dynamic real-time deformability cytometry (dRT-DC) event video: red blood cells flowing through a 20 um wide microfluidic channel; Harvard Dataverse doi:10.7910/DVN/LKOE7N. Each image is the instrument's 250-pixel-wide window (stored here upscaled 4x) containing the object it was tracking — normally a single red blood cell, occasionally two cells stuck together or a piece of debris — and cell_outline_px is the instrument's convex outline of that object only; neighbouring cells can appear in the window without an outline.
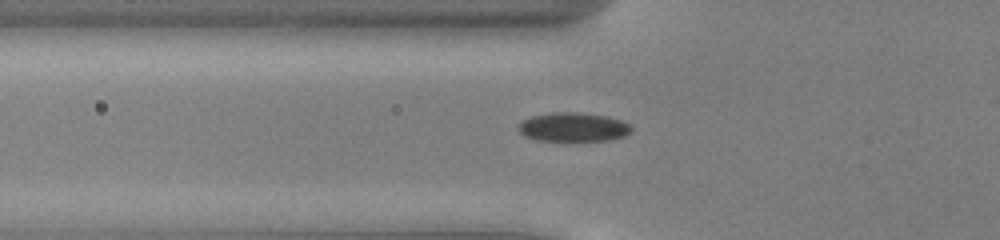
{"species": "common noctule bat (a hibernating species)", "species_latin": "Nyctalus noctula", "temperature_condition": "cold", "stored_images_in_passage": 54, "camera_frame_rate_fps": 3000, "um_per_image_px": 0.085, "animal": {"sex": "male", "body_mass_g": 13.0, "forearm_length_mm": 53.1}, "frame": {"image": 1, "passage_image": 20, "time_ms": 6.333, "image_size_px": [1000, 240], "cell_outline_px": [[632, 132], [624, 136], [608, 140], [536, 140], [524, 136], [520, 132], [520, 124], [524, 120], [532, 116], [552, 112], [580, 112], [608, 116], [632, 124]], "centroid_in_image_um": [48.78, 10.79], "position_along_channel_um": 77.0, "area_um2": 19.02}}
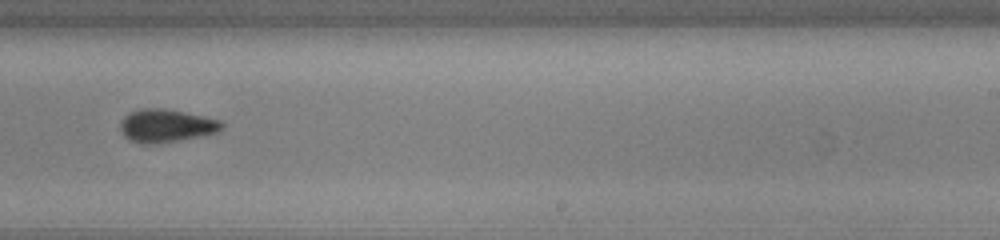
{"frame": {"image": 2, "passage_image": 35, "time_ms": 11.333, "image_size_px": [1000, 240], "cell_outline_px": [[224, 124], [220, 132], [156, 144], [140, 144], [124, 136], [120, 128], [120, 124], [124, 116], [128, 112], [140, 108], [164, 108], [204, 116], [220, 120]], "centroid_in_image_um": [14.12, 10.68], "position_along_channel_um": 274.9, "area_um2": 19.59}}
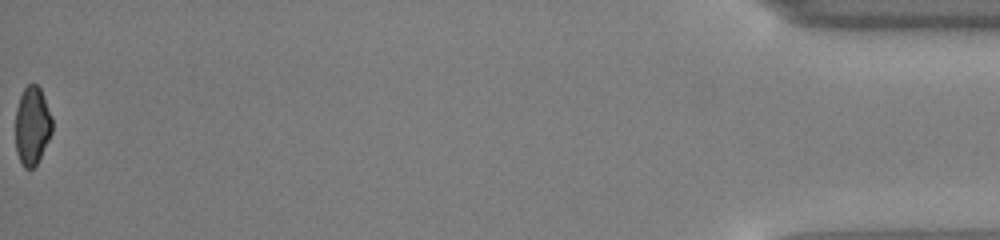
{"frame": {"image": 3, "passage_image": 54, "time_ms": 17.667, "image_size_px": [1000, 240], "cell_outline_px": [[52, 132], [36, 164], [32, 168], [24, 168], [16, 152], [16, 108], [20, 96], [24, 88], [28, 84], [36, 84], [40, 88], [52, 120]], "centroid_in_image_um": [2.72, 10.68], "position_along_channel_um": 432.5, "area_um2": 16.42}, "authors_computed_cell_mechanics": {"area_um2": 19.0162, "velocity_mm_per_s": 3.9643, "shape_relaxation_time_tau1_ms": 2.8245, "shape_relaxation_time_tau2_ms": 3.2607, "deformation_change_tau1": 0.0868, "deformation_change_tau2": 0.0589}}